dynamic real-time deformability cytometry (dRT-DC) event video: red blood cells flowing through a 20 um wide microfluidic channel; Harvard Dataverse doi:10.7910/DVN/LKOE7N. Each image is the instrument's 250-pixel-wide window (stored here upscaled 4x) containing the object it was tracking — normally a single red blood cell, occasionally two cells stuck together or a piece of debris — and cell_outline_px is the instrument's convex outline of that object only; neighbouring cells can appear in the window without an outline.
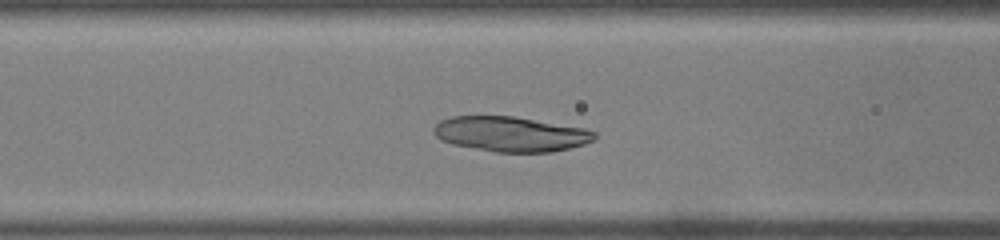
{"species": "common noctule bat (a hibernating species)", "species_latin": "Nyctalus noctula", "temperature_condition": "warm", "stored_images_in_passage": 36, "camera_frame_rate_fps": 3000, "um_per_image_px": 0.085, "animal": {"sex": "male", "body_mass_g": 19.0, "forearm_length_mm": 50.8}, "frame": {"image": 1, "passage_image": 7, "time_ms": 2.0, "image_size_px": [1000, 240], "cell_outline_px": [[596, 136], [592, 140], [584, 144], [552, 152], [496, 152], [452, 144], [440, 140], [432, 132], [432, 128], [440, 120], [452, 116], [512, 116], [584, 128], [596, 132]], "centroid_in_image_um": [43.36, 11.39], "position_along_channel_um": 123.2, "area_um2": 32.71}}
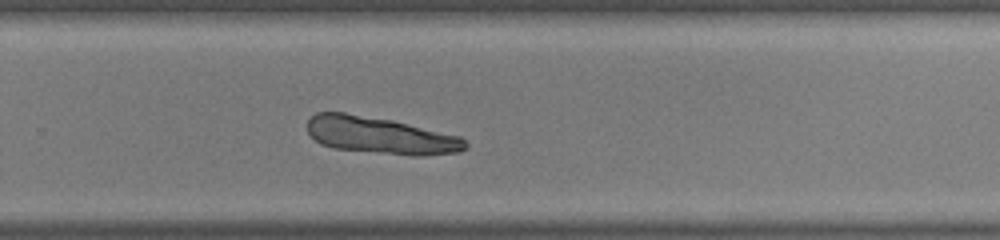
{"frame": {"image": 2, "passage_image": 20, "time_ms": 6.333, "image_size_px": [1000, 240], "cell_outline_px": [[468, 148], [460, 152], [424, 156], [412, 156], [332, 148], [320, 144], [308, 132], [308, 120], [316, 112], [344, 112], [392, 120], [460, 136], [468, 144]], "centroid_in_image_um": [32.35, 11.52], "position_along_channel_um": 297.4, "area_um2": 34.16}}
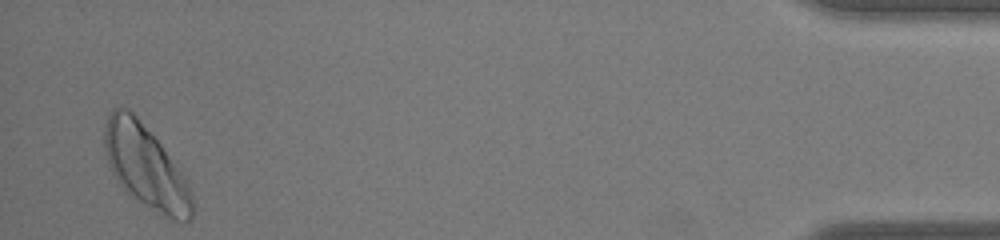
{"frame": {"image": 3, "passage_image": 35, "time_ms": 11.333, "image_size_px": [1000, 240], "cell_outline_px": [[192, 216], [188, 220], [172, 220], [164, 216], [140, 200], [124, 188], [112, 172], [104, 148], [104, 132], [108, 116], [112, 108], [128, 108], [136, 116], [160, 144], [188, 184], [192, 192]], "centroid_in_image_um": [12.36, 14.14], "position_along_channel_um": 422.8, "area_um2": 40.75}}